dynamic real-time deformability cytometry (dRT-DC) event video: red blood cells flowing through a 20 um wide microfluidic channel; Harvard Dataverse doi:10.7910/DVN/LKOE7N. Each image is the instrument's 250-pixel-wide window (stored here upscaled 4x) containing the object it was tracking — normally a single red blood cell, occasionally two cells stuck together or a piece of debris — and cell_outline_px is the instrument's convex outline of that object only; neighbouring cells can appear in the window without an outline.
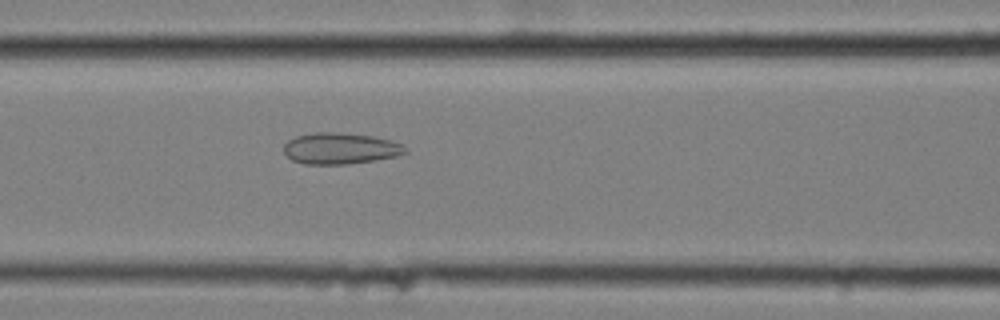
{"species": "common noctule bat (a hibernating species)", "species_latin": "Nyctalus noctula", "temperature_condition": "cold", "stored_images_in_passage": 58, "camera_frame_rate_fps": 3000, "um_per_image_px": 0.085, "animal": {"sex": "female", "body_mass_g": 25.1}, "frame": {"image": 1, "passage_image": 25, "time_ms": 8.0, "image_size_px": [1000, 320], "cell_outline_px": [[408, 152], [396, 156], [376, 160], [348, 164], [304, 164], [292, 160], [284, 152], [284, 144], [288, 140], [296, 136], [316, 132], [336, 132], [372, 136], [404, 144]], "centroid_in_image_um": [28.93, 12.62], "position_along_channel_um": 137.7, "area_um2": 22.14}}
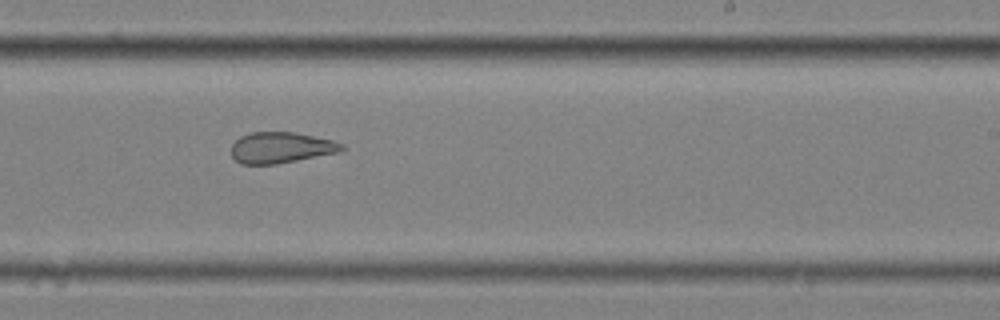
{"frame": {"image": 2, "passage_image": 36, "time_ms": 11.667, "image_size_px": [1000, 320], "cell_outline_px": [[348, 148], [340, 152], [276, 164], [240, 164], [232, 156], [232, 144], [240, 136], [252, 132], [292, 132], [332, 140], [344, 144]], "centroid_in_image_um": [23.9, 12.55], "position_along_channel_um": 265.1, "area_um2": 19.94}}
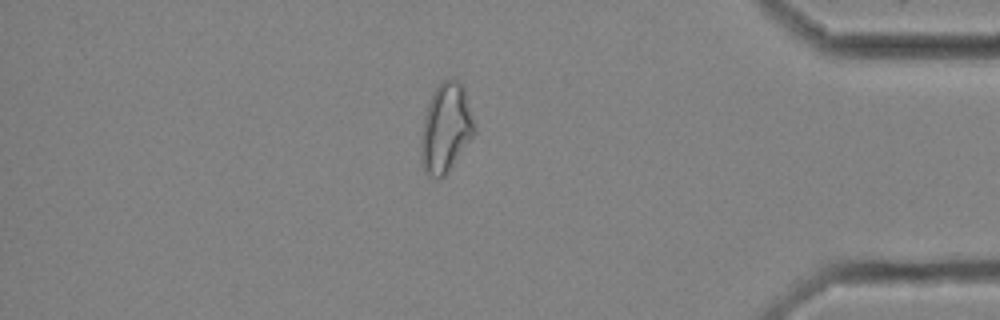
{"frame": {"image": 3, "passage_image": 50, "time_ms": 16.333, "image_size_px": [1000, 320], "cell_outline_px": [[472, 136], [448, 172], [444, 176], [428, 176], [424, 172], [420, 156], [420, 140], [424, 116], [432, 92], [448, 76], [452, 76], [460, 80], [464, 84], [472, 120]], "centroid_in_image_um": [37.85, 10.83], "position_along_channel_um": 397.4, "area_um2": 27.46}, "authors_computed_cell_mechanics": {"area_um2": 27.2816, "velocity_mm_per_s": 3.486, "shape_relaxation_time_tau1_ms": null, "shape_relaxation_time_tau2_ms": 2.371, "deformation_change_tau1": null, "deformation_change_tau2": 0.1129}}